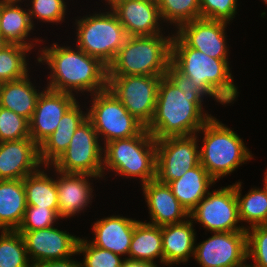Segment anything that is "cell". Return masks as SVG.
<instances>
[{"label": "cell", "instance_id": "cell-31", "mask_svg": "<svg viewBox=\"0 0 267 267\" xmlns=\"http://www.w3.org/2000/svg\"><path fill=\"white\" fill-rule=\"evenodd\" d=\"M0 233V267H33L22 234L16 230Z\"/></svg>", "mask_w": 267, "mask_h": 267}, {"label": "cell", "instance_id": "cell-39", "mask_svg": "<svg viewBox=\"0 0 267 267\" xmlns=\"http://www.w3.org/2000/svg\"><path fill=\"white\" fill-rule=\"evenodd\" d=\"M238 0H199L202 19L223 21L229 24L237 13Z\"/></svg>", "mask_w": 267, "mask_h": 267}, {"label": "cell", "instance_id": "cell-9", "mask_svg": "<svg viewBox=\"0 0 267 267\" xmlns=\"http://www.w3.org/2000/svg\"><path fill=\"white\" fill-rule=\"evenodd\" d=\"M92 123L86 119L75 131L68 148L51 165L64 173L103 178V146Z\"/></svg>", "mask_w": 267, "mask_h": 267}, {"label": "cell", "instance_id": "cell-38", "mask_svg": "<svg viewBox=\"0 0 267 267\" xmlns=\"http://www.w3.org/2000/svg\"><path fill=\"white\" fill-rule=\"evenodd\" d=\"M59 209L39 208L27 206L21 224L16 231H33L54 226Z\"/></svg>", "mask_w": 267, "mask_h": 267}, {"label": "cell", "instance_id": "cell-2", "mask_svg": "<svg viewBox=\"0 0 267 267\" xmlns=\"http://www.w3.org/2000/svg\"><path fill=\"white\" fill-rule=\"evenodd\" d=\"M204 96L208 95L184 93L166 75L162 76L154 115L147 131L155 140L198 135V131L213 117L202 107Z\"/></svg>", "mask_w": 267, "mask_h": 267}, {"label": "cell", "instance_id": "cell-12", "mask_svg": "<svg viewBox=\"0 0 267 267\" xmlns=\"http://www.w3.org/2000/svg\"><path fill=\"white\" fill-rule=\"evenodd\" d=\"M197 134L156 140V180L168 184L200 164Z\"/></svg>", "mask_w": 267, "mask_h": 267}, {"label": "cell", "instance_id": "cell-13", "mask_svg": "<svg viewBox=\"0 0 267 267\" xmlns=\"http://www.w3.org/2000/svg\"><path fill=\"white\" fill-rule=\"evenodd\" d=\"M193 257L200 267H247L246 231L214 232L195 244Z\"/></svg>", "mask_w": 267, "mask_h": 267}, {"label": "cell", "instance_id": "cell-15", "mask_svg": "<svg viewBox=\"0 0 267 267\" xmlns=\"http://www.w3.org/2000/svg\"><path fill=\"white\" fill-rule=\"evenodd\" d=\"M128 36L162 34L157 0H105Z\"/></svg>", "mask_w": 267, "mask_h": 267}, {"label": "cell", "instance_id": "cell-5", "mask_svg": "<svg viewBox=\"0 0 267 267\" xmlns=\"http://www.w3.org/2000/svg\"><path fill=\"white\" fill-rule=\"evenodd\" d=\"M201 131L204 137L199 148L200 164L215 181L254 158L243 139L215 117L210 118L198 133Z\"/></svg>", "mask_w": 267, "mask_h": 267}, {"label": "cell", "instance_id": "cell-20", "mask_svg": "<svg viewBox=\"0 0 267 267\" xmlns=\"http://www.w3.org/2000/svg\"><path fill=\"white\" fill-rule=\"evenodd\" d=\"M57 173L56 187L58 191L59 211L61 219L70 218L86 209L92 201L91 178H99L87 174L64 173L54 169ZM60 176V177H59ZM91 185V186H90ZM91 199V200H90Z\"/></svg>", "mask_w": 267, "mask_h": 267}, {"label": "cell", "instance_id": "cell-41", "mask_svg": "<svg viewBox=\"0 0 267 267\" xmlns=\"http://www.w3.org/2000/svg\"><path fill=\"white\" fill-rule=\"evenodd\" d=\"M71 258L72 257H68L61 260L45 261L37 263L33 265V267H82V264L80 262H77Z\"/></svg>", "mask_w": 267, "mask_h": 267}, {"label": "cell", "instance_id": "cell-3", "mask_svg": "<svg viewBox=\"0 0 267 267\" xmlns=\"http://www.w3.org/2000/svg\"><path fill=\"white\" fill-rule=\"evenodd\" d=\"M171 63L222 105L232 103L238 97L228 59L209 57L188 47L175 33L171 41Z\"/></svg>", "mask_w": 267, "mask_h": 267}, {"label": "cell", "instance_id": "cell-14", "mask_svg": "<svg viewBox=\"0 0 267 267\" xmlns=\"http://www.w3.org/2000/svg\"><path fill=\"white\" fill-rule=\"evenodd\" d=\"M24 239L32 263L61 260L77 255L79 237L54 226L33 231H18Z\"/></svg>", "mask_w": 267, "mask_h": 267}, {"label": "cell", "instance_id": "cell-34", "mask_svg": "<svg viewBox=\"0 0 267 267\" xmlns=\"http://www.w3.org/2000/svg\"><path fill=\"white\" fill-rule=\"evenodd\" d=\"M83 253L84 263L82 267H122L124 260L121 256L113 252L92 245L87 239L79 237L77 244V254Z\"/></svg>", "mask_w": 267, "mask_h": 267}, {"label": "cell", "instance_id": "cell-43", "mask_svg": "<svg viewBox=\"0 0 267 267\" xmlns=\"http://www.w3.org/2000/svg\"><path fill=\"white\" fill-rule=\"evenodd\" d=\"M9 45V43L0 36V51H2L4 48H6Z\"/></svg>", "mask_w": 267, "mask_h": 267}, {"label": "cell", "instance_id": "cell-27", "mask_svg": "<svg viewBox=\"0 0 267 267\" xmlns=\"http://www.w3.org/2000/svg\"><path fill=\"white\" fill-rule=\"evenodd\" d=\"M26 208L23 180H0V230H17Z\"/></svg>", "mask_w": 267, "mask_h": 267}, {"label": "cell", "instance_id": "cell-42", "mask_svg": "<svg viewBox=\"0 0 267 267\" xmlns=\"http://www.w3.org/2000/svg\"><path fill=\"white\" fill-rule=\"evenodd\" d=\"M122 267H153V266L148 265V264L143 263V262L124 259V261L122 263Z\"/></svg>", "mask_w": 267, "mask_h": 267}, {"label": "cell", "instance_id": "cell-40", "mask_svg": "<svg viewBox=\"0 0 267 267\" xmlns=\"http://www.w3.org/2000/svg\"><path fill=\"white\" fill-rule=\"evenodd\" d=\"M166 76L184 93L206 94L191 78L181 73L172 63L167 68Z\"/></svg>", "mask_w": 267, "mask_h": 267}, {"label": "cell", "instance_id": "cell-6", "mask_svg": "<svg viewBox=\"0 0 267 267\" xmlns=\"http://www.w3.org/2000/svg\"><path fill=\"white\" fill-rule=\"evenodd\" d=\"M119 176L140 178L142 184L156 179V140L145 128L139 135L117 139L103 146L106 168Z\"/></svg>", "mask_w": 267, "mask_h": 267}, {"label": "cell", "instance_id": "cell-17", "mask_svg": "<svg viewBox=\"0 0 267 267\" xmlns=\"http://www.w3.org/2000/svg\"><path fill=\"white\" fill-rule=\"evenodd\" d=\"M75 95L43 89L30 124V137L39 146L58 127L65 112L76 102Z\"/></svg>", "mask_w": 267, "mask_h": 267}, {"label": "cell", "instance_id": "cell-7", "mask_svg": "<svg viewBox=\"0 0 267 267\" xmlns=\"http://www.w3.org/2000/svg\"><path fill=\"white\" fill-rule=\"evenodd\" d=\"M76 47L90 56L98 58L105 66H109L124 45L128 35L110 10L100 14L86 15L75 20Z\"/></svg>", "mask_w": 267, "mask_h": 267}, {"label": "cell", "instance_id": "cell-45", "mask_svg": "<svg viewBox=\"0 0 267 267\" xmlns=\"http://www.w3.org/2000/svg\"><path fill=\"white\" fill-rule=\"evenodd\" d=\"M264 184L266 185L267 187V169H266V172H265V175H264Z\"/></svg>", "mask_w": 267, "mask_h": 267}, {"label": "cell", "instance_id": "cell-36", "mask_svg": "<svg viewBox=\"0 0 267 267\" xmlns=\"http://www.w3.org/2000/svg\"><path fill=\"white\" fill-rule=\"evenodd\" d=\"M247 259L254 264L248 267H267V224L255 225L246 229Z\"/></svg>", "mask_w": 267, "mask_h": 267}, {"label": "cell", "instance_id": "cell-32", "mask_svg": "<svg viewBox=\"0 0 267 267\" xmlns=\"http://www.w3.org/2000/svg\"><path fill=\"white\" fill-rule=\"evenodd\" d=\"M32 49L18 44H9L0 51V82H9L25 77L28 73L26 54Z\"/></svg>", "mask_w": 267, "mask_h": 267}, {"label": "cell", "instance_id": "cell-23", "mask_svg": "<svg viewBox=\"0 0 267 267\" xmlns=\"http://www.w3.org/2000/svg\"><path fill=\"white\" fill-rule=\"evenodd\" d=\"M193 221L162 226L164 265L184 263L194 256L196 232Z\"/></svg>", "mask_w": 267, "mask_h": 267}, {"label": "cell", "instance_id": "cell-44", "mask_svg": "<svg viewBox=\"0 0 267 267\" xmlns=\"http://www.w3.org/2000/svg\"><path fill=\"white\" fill-rule=\"evenodd\" d=\"M0 2H18L20 4V2L22 1L21 0H0Z\"/></svg>", "mask_w": 267, "mask_h": 267}, {"label": "cell", "instance_id": "cell-24", "mask_svg": "<svg viewBox=\"0 0 267 267\" xmlns=\"http://www.w3.org/2000/svg\"><path fill=\"white\" fill-rule=\"evenodd\" d=\"M158 257L163 264L162 226L138 220L133 231L128 257L123 259L158 267L154 262Z\"/></svg>", "mask_w": 267, "mask_h": 267}, {"label": "cell", "instance_id": "cell-22", "mask_svg": "<svg viewBox=\"0 0 267 267\" xmlns=\"http://www.w3.org/2000/svg\"><path fill=\"white\" fill-rule=\"evenodd\" d=\"M87 119V112H83L76 101L62 116L57 129L39 145L41 164L51 166L68 148L73 134Z\"/></svg>", "mask_w": 267, "mask_h": 267}, {"label": "cell", "instance_id": "cell-11", "mask_svg": "<svg viewBox=\"0 0 267 267\" xmlns=\"http://www.w3.org/2000/svg\"><path fill=\"white\" fill-rule=\"evenodd\" d=\"M189 218L212 233L246 231V227L238 225L240 219L235 184L209 191L189 212Z\"/></svg>", "mask_w": 267, "mask_h": 267}, {"label": "cell", "instance_id": "cell-4", "mask_svg": "<svg viewBox=\"0 0 267 267\" xmlns=\"http://www.w3.org/2000/svg\"><path fill=\"white\" fill-rule=\"evenodd\" d=\"M173 34L164 36H128L115 60L108 66V76H165L171 63Z\"/></svg>", "mask_w": 267, "mask_h": 267}, {"label": "cell", "instance_id": "cell-16", "mask_svg": "<svg viewBox=\"0 0 267 267\" xmlns=\"http://www.w3.org/2000/svg\"><path fill=\"white\" fill-rule=\"evenodd\" d=\"M223 21L196 19L180 25L176 35L188 46L209 57L229 59L226 26Z\"/></svg>", "mask_w": 267, "mask_h": 267}, {"label": "cell", "instance_id": "cell-26", "mask_svg": "<svg viewBox=\"0 0 267 267\" xmlns=\"http://www.w3.org/2000/svg\"><path fill=\"white\" fill-rule=\"evenodd\" d=\"M25 77L3 82L0 87V106L31 120L41 92Z\"/></svg>", "mask_w": 267, "mask_h": 267}, {"label": "cell", "instance_id": "cell-19", "mask_svg": "<svg viewBox=\"0 0 267 267\" xmlns=\"http://www.w3.org/2000/svg\"><path fill=\"white\" fill-rule=\"evenodd\" d=\"M141 185L152 220L148 223L164 226L181 223L189 218V212L179 203L167 184L155 179Z\"/></svg>", "mask_w": 267, "mask_h": 267}, {"label": "cell", "instance_id": "cell-8", "mask_svg": "<svg viewBox=\"0 0 267 267\" xmlns=\"http://www.w3.org/2000/svg\"><path fill=\"white\" fill-rule=\"evenodd\" d=\"M87 119L104 143L139 135L146 127L133 117L121 101L107 88L94 93ZM103 135V136H102Z\"/></svg>", "mask_w": 267, "mask_h": 267}, {"label": "cell", "instance_id": "cell-35", "mask_svg": "<svg viewBox=\"0 0 267 267\" xmlns=\"http://www.w3.org/2000/svg\"><path fill=\"white\" fill-rule=\"evenodd\" d=\"M30 137L29 120L0 106V142Z\"/></svg>", "mask_w": 267, "mask_h": 267}, {"label": "cell", "instance_id": "cell-28", "mask_svg": "<svg viewBox=\"0 0 267 267\" xmlns=\"http://www.w3.org/2000/svg\"><path fill=\"white\" fill-rule=\"evenodd\" d=\"M0 36L9 44H18L33 48L32 41H26L31 30L34 29L29 11L19 6L18 2H0Z\"/></svg>", "mask_w": 267, "mask_h": 267}, {"label": "cell", "instance_id": "cell-10", "mask_svg": "<svg viewBox=\"0 0 267 267\" xmlns=\"http://www.w3.org/2000/svg\"><path fill=\"white\" fill-rule=\"evenodd\" d=\"M162 76H108L107 88L128 112L147 127L154 115Z\"/></svg>", "mask_w": 267, "mask_h": 267}, {"label": "cell", "instance_id": "cell-29", "mask_svg": "<svg viewBox=\"0 0 267 267\" xmlns=\"http://www.w3.org/2000/svg\"><path fill=\"white\" fill-rule=\"evenodd\" d=\"M49 167L44 165V169L39 168L23 179L27 206L59 209L55 179L45 173V168Z\"/></svg>", "mask_w": 267, "mask_h": 267}, {"label": "cell", "instance_id": "cell-25", "mask_svg": "<svg viewBox=\"0 0 267 267\" xmlns=\"http://www.w3.org/2000/svg\"><path fill=\"white\" fill-rule=\"evenodd\" d=\"M215 182L207 173V170L199 164L167 185L171 188L179 203L190 212L208 194L209 186L214 185Z\"/></svg>", "mask_w": 267, "mask_h": 267}, {"label": "cell", "instance_id": "cell-37", "mask_svg": "<svg viewBox=\"0 0 267 267\" xmlns=\"http://www.w3.org/2000/svg\"><path fill=\"white\" fill-rule=\"evenodd\" d=\"M31 7L28 9L31 23L34 25V18L39 21L60 23L65 20L66 2L64 0H31Z\"/></svg>", "mask_w": 267, "mask_h": 267}, {"label": "cell", "instance_id": "cell-30", "mask_svg": "<svg viewBox=\"0 0 267 267\" xmlns=\"http://www.w3.org/2000/svg\"><path fill=\"white\" fill-rule=\"evenodd\" d=\"M241 182H235V194L238 201L240 222H247L252 227L267 224V187L263 189L252 188L244 196H241Z\"/></svg>", "mask_w": 267, "mask_h": 267}, {"label": "cell", "instance_id": "cell-33", "mask_svg": "<svg viewBox=\"0 0 267 267\" xmlns=\"http://www.w3.org/2000/svg\"><path fill=\"white\" fill-rule=\"evenodd\" d=\"M157 3L163 22L176 28L201 18L199 0H157Z\"/></svg>", "mask_w": 267, "mask_h": 267}, {"label": "cell", "instance_id": "cell-18", "mask_svg": "<svg viewBox=\"0 0 267 267\" xmlns=\"http://www.w3.org/2000/svg\"><path fill=\"white\" fill-rule=\"evenodd\" d=\"M43 167L32 138L0 142V180H23Z\"/></svg>", "mask_w": 267, "mask_h": 267}, {"label": "cell", "instance_id": "cell-1", "mask_svg": "<svg viewBox=\"0 0 267 267\" xmlns=\"http://www.w3.org/2000/svg\"><path fill=\"white\" fill-rule=\"evenodd\" d=\"M77 49V50H76ZM52 47L39 49V63L45 62L51 72L47 88L75 95L81 91L90 95L107 89L108 67L98 58L85 53L80 48Z\"/></svg>", "mask_w": 267, "mask_h": 267}, {"label": "cell", "instance_id": "cell-21", "mask_svg": "<svg viewBox=\"0 0 267 267\" xmlns=\"http://www.w3.org/2000/svg\"><path fill=\"white\" fill-rule=\"evenodd\" d=\"M137 221L120 215L96 220L92 225L95 236L90 243L120 256L128 255Z\"/></svg>", "mask_w": 267, "mask_h": 267}]
</instances>
